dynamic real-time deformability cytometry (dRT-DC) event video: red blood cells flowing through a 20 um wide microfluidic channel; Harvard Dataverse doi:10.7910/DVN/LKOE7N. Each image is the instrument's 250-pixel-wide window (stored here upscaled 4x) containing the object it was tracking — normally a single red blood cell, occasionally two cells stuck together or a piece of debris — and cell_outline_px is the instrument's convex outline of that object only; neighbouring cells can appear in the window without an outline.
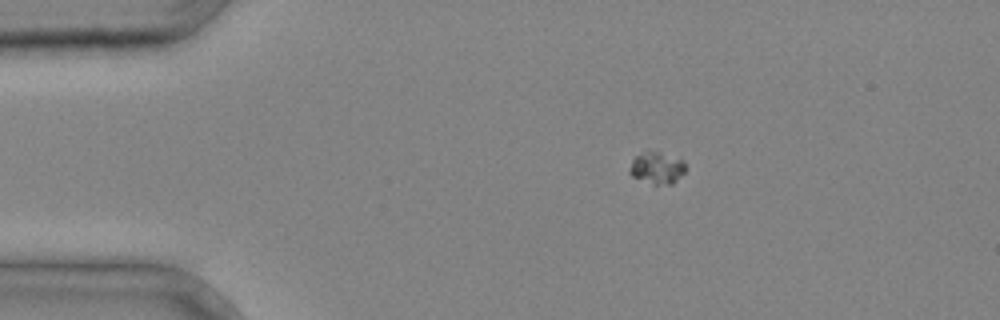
{"species": "common noctule bat (a hibernating species)", "species_latin": "Nyctalus noctula", "temperature_condition": "cold", "stored_images_in_passage": 3, "camera_frame_rate_fps": 3000, "um_per_image_px": 0.085, "animal": {"sex": "male", "body_mass_g": 20.4}, "frame": {"image": 1, "passage_image": 2, "time_ms": 0.333, "image_size_px": [1000, 320], "cell_outline_px": [[688, 168], [672, 184], [652, 184], [632, 176], [628, 172], [628, 168], [632, 160], [636, 156], [648, 148], [684, 160]], "centroid_in_image_um": [55.83, 14.23], "position_along_channel_um": 29.2, "area_um2": 10.69}}